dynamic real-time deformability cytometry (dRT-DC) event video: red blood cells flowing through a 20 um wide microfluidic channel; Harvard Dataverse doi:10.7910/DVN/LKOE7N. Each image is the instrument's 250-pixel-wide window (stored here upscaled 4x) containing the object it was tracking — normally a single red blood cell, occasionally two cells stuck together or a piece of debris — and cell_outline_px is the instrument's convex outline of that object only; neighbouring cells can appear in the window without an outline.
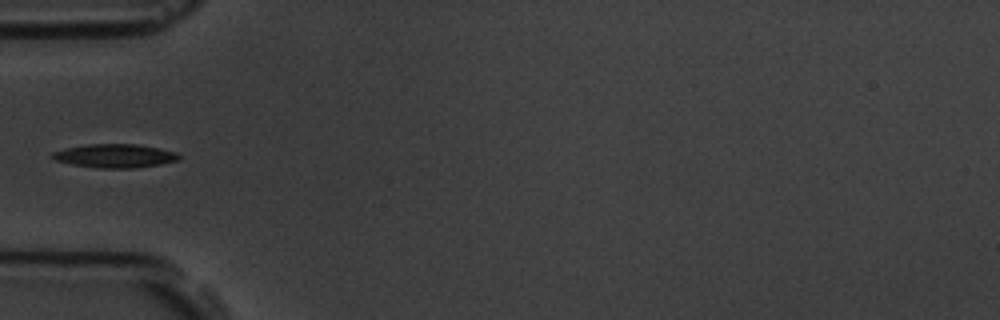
{"species": "common noctule bat (a hibernating species)", "species_latin": "Nyctalus noctula", "temperature_condition": "room temperature", "stored_images_in_passage": 4, "camera_frame_rate_fps": 3000, "um_per_image_px": 0.085, "animal": {"sex": "male", "body_mass_g": 19.5, "forearm_length_mm": 54.6}, "frame": {"image": 1, "passage_image": 4, "time_ms": 3.333, "image_size_px": [1000, 320], "cell_outline_px": [[180, 160], [160, 164], [132, 168], [96, 168], [72, 164], [56, 160], [48, 156], [52, 152], [64, 148], [84, 144], [136, 144], [176, 152], [180, 156]], "centroid_in_image_um": [9.71, 13.24], "position_along_channel_um": 75.3, "area_um2": 17.46}}